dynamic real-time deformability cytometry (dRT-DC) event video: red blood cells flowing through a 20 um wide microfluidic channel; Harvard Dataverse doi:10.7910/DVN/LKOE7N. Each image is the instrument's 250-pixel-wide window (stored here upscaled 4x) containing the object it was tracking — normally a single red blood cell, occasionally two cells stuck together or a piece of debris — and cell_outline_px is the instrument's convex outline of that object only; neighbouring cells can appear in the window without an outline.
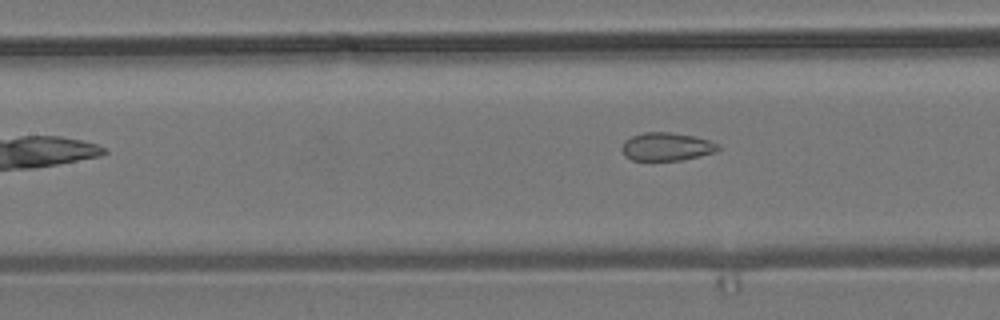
{"species": "common noctule bat (a hibernating species)", "species_latin": "Nyctalus noctula", "temperature_condition": "room temperature", "stored_images_in_passage": 5, "camera_frame_rate_fps": 3000, "um_per_image_px": 0.085, "animal": {"sex": "male", "body_mass_g": 19.2, "forearm_length_mm": 51.8}, "frame": {"image": 1, "passage_image": 5, "time_ms": 5.333, "image_size_px": [1000, 320], "cell_outline_px": [[720, 148], [716, 152], [684, 160], [632, 160], [624, 156], [620, 148], [624, 140], [632, 136], [644, 132], [668, 132], [696, 136], [720, 144]], "centroid_in_image_um": [56.66, 12.47], "position_along_channel_um": 150.7, "area_um2": 16.01}}